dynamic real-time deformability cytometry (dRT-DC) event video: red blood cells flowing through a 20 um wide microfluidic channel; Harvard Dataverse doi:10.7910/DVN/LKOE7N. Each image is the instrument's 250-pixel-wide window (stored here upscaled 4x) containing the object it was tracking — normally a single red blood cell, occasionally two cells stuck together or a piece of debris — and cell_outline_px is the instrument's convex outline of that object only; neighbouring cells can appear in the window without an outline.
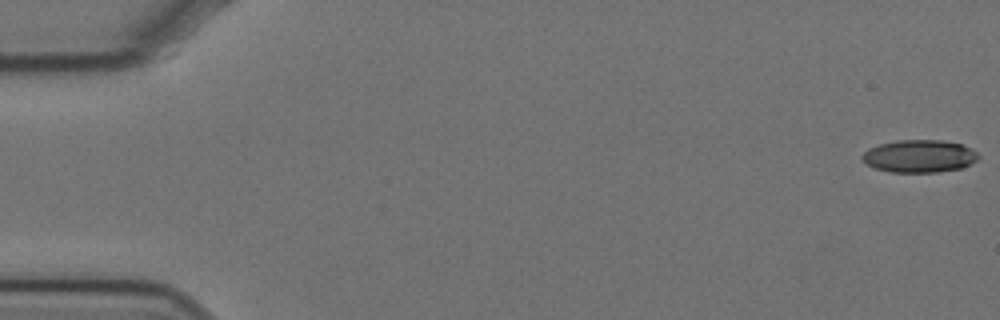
{"species": "Egyptian fruit bat (a non-hibernating species)", "species_latin": "Rousettus aegyptiacus", "temperature_condition": "cold", "stored_images_in_passage": 58, "camera_frame_rate_fps": 3000, "um_per_image_px": 0.085, "animal": {"sex": "female"}, "frame": {"image": 1, "passage_image": 1, "time_ms": 0.0, "image_size_px": [1000, 320], "cell_outline_px": [[976, 156], [968, 164], [960, 168], [932, 172], [896, 172], [876, 168], [868, 164], [864, 160], [864, 152], [880, 144], [904, 140], [936, 140], [960, 144], [968, 148]], "centroid_in_image_um": [78.09, 13.27], "position_along_channel_um": 6.9, "area_um2": 20.87}}
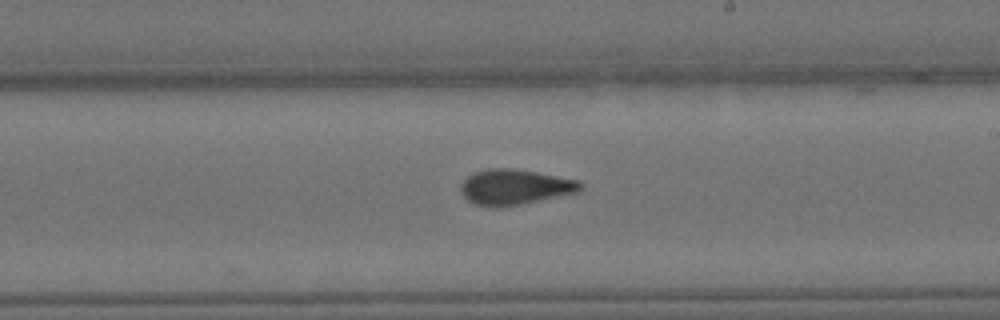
{"frame": {"image": 2, "passage_image": 34, "time_ms": 11.0, "image_size_px": [1000, 320], "cell_outline_px": [[580, 188], [572, 192], [512, 204], [480, 204], [472, 200], [464, 192], [464, 180], [468, 176], [480, 172], [532, 172], [576, 180], [580, 184]], "centroid_in_image_um": [43.81, 15.9], "position_along_channel_um": 245.2, "area_um2": 20.92}}
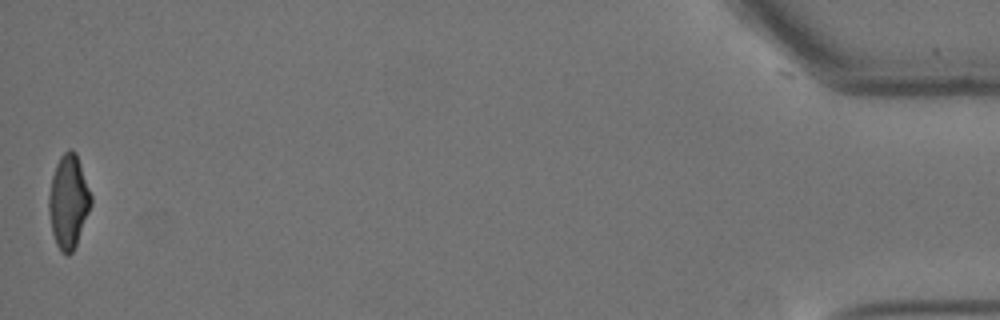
{"frame": {"image": 3, "passage_image": 58, "time_ms": 19.0, "image_size_px": [1000, 320], "cell_outline_px": [[92, 200], [88, 212], [76, 244], [72, 252], [64, 252], [56, 244], [52, 232], [48, 208], [48, 200], [52, 176], [60, 156], [64, 152], [76, 152], [92, 196]], "centroid_in_image_um": [5.81, 17.11], "position_along_channel_um": 429.4, "area_um2": 22.25}, "authors_computed_cell_mechanics": {"area_um2": 21.6461, "velocity_mm_per_s": 3.4743, "shape_relaxation_time_tau1_ms": null, "shape_relaxation_time_tau2_ms": 2.787, "deformation_change_tau1": null, "deformation_change_tau2": 0.0956}}